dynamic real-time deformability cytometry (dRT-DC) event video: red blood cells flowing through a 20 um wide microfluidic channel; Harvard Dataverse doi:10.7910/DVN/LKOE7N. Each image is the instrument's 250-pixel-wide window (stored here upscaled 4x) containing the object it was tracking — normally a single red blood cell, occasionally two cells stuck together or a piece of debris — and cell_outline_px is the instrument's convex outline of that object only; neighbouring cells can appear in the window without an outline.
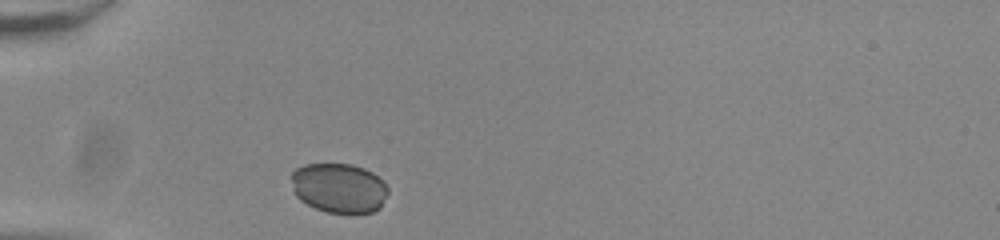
{"species": "common noctule bat (a hibernating species)", "species_latin": "Nyctalus noctula", "temperature_condition": "room temperature", "stored_images_in_passage": 30, "camera_frame_rate_fps": 3000, "um_per_image_px": 0.085, "animal": {"sex": "male", "body_mass_g": 20.0, "forearm_length_mm": 53.3}, "frame": {"image": 1, "passage_image": 1, "time_ms": 0.0, "image_size_px": [1000, 240], "cell_outline_px": [[388, 192], [380, 208], [372, 212], [328, 212], [316, 208], [300, 200], [296, 196], [292, 188], [292, 172], [296, 168], [304, 164], [352, 164], [364, 168], [372, 172], [384, 180], [388, 188]], "centroid_in_image_um": [28.82, 15.96], "position_along_channel_um": 56.2, "area_um2": 27.98}}
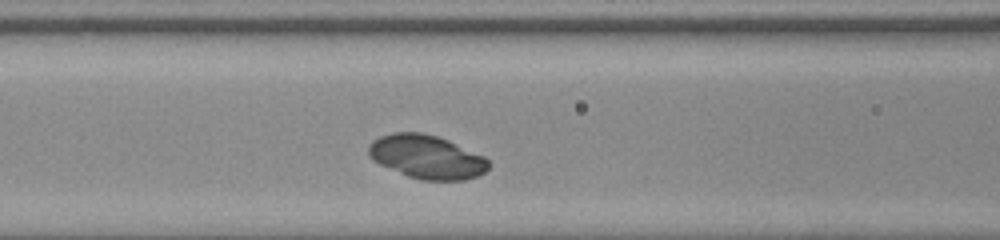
{"frame": {"image": 2, "passage_image": 8, "time_ms": 2.333, "image_size_px": [1000, 240], "cell_outline_px": [[492, 164], [484, 172], [476, 176], [464, 180], [424, 180], [408, 176], [380, 164], [372, 160], [368, 156], [368, 144], [372, 140], [380, 136], [392, 132], [420, 132], [436, 136], [448, 140], [484, 156]], "centroid_in_image_um": [36.25, 13.32], "position_along_channel_um": 130.3, "area_um2": 30.52}}
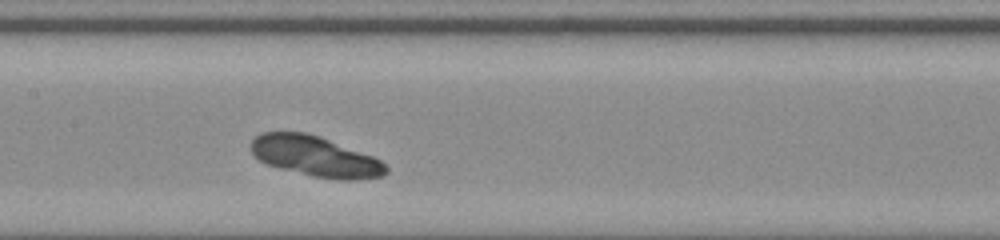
{"frame": {"image": 3, "passage_image": 12, "time_ms": 3.667, "image_size_px": [1000, 240], "cell_outline_px": [[388, 172], [384, 176], [352, 180], [340, 180], [312, 176], [280, 168], [268, 164], [260, 160], [252, 152], [252, 140], [260, 132], [304, 132], [320, 136], [372, 156], [380, 160], [388, 168]], "centroid_in_image_um": [26.82, 13.29], "position_along_channel_um": 180.6, "area_um2": 31.56}}